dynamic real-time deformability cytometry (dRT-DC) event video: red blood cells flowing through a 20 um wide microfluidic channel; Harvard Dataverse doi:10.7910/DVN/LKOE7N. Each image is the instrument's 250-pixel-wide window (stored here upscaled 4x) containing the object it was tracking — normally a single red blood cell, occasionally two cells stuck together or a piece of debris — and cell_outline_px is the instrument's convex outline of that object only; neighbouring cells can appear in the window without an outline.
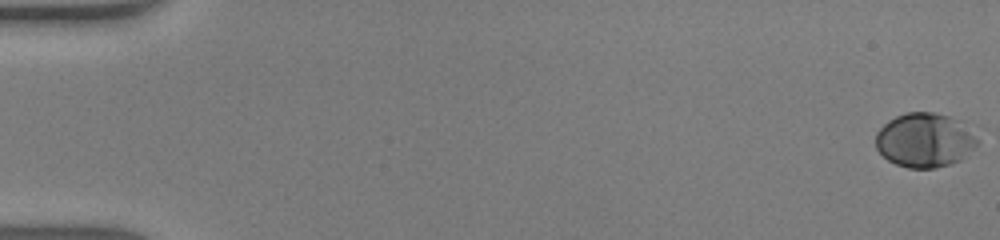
{"species": "human", "species_latin": "Homo sapiens", "temperature_condition": "warm", "stored_images_in_passage": 7, "camera_frame_rate_fps": 3000, "um_per_image_px": 0.085, "donor": {"sex": "male"}, "frame": {"image": 1, "passage_image": 1, "time_ms": 0.0, "image_size_px": [1000, 240], "cell_outline_px": [[980, 144], [960, 160], [952, 164], [936, 168], [908, 168], [896, 164], [888, 160], [876, 148], [876, 132], [888, 120], [896, 116], [908, 112], [932, 112], [964, 120], [980, 140]], "centroid_in_image_um": [78.66, 11.9], "position_along_channel_um": 6.3, "area_um2": 32.71}}